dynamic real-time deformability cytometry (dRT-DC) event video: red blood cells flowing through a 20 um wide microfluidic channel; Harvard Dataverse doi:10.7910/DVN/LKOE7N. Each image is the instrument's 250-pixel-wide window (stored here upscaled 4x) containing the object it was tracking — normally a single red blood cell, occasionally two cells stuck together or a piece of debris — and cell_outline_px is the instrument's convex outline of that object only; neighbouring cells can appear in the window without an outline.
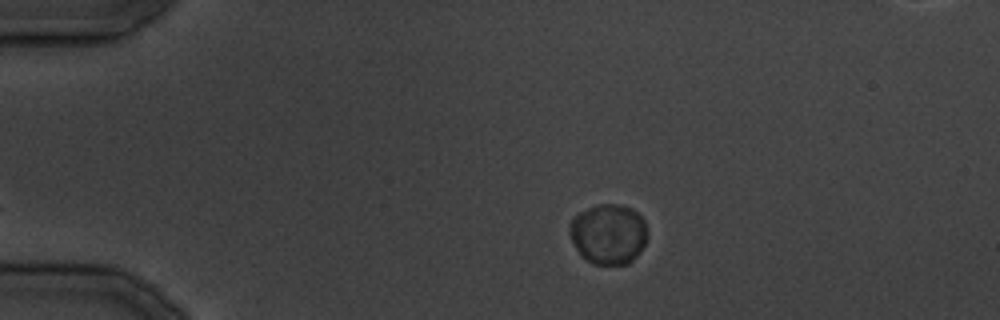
{"species": "common noctule bat (a hibernating species)", "species_latin": "Nyctalus noctula", "temperature_condition": "cold", "stored_images_in_passage": 29, "segment_of_instrument_passage": [1, 2], "camera_frame_rate_fps": 3000, "um_per_image_px": 0.085, "animal": {"sex": "male", "body_mass_g": 19.5, "forearm_length_mm": 54.6}, "frame": {"image": 1, "passage_image": 2, "time_ms": 1.0, "image_size_px": [1000, 320], "cell_outline_px": [[648, 236], [640, 252], [628, 264], [592, 264], [580, 256], [568, 232], [568, 228], [572, 220], [580, 212], [596, 204], [620, 204], [632, 208], [644, 220], [648, 232]], "centroid_in_image_um": [51.72, 19.89], "position_along_channel_um": 33.3, "area_um2": 27.51}}
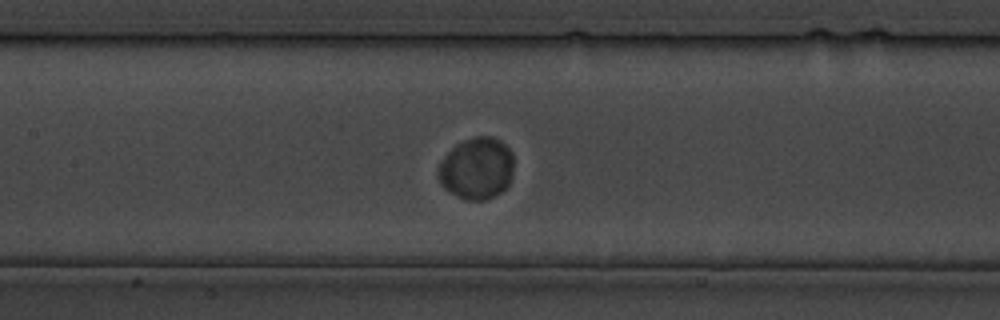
{"frame": {"image": 2, "passage_image": 12, "time_ms": 13.333, "image_size_px": [1000, 320], "cell_outline_px": [[512, 176], [508, 184], [500, 192], [484, 200], [464, 200], [444, 188], [440, 184], [440, 164], [444, 156], [456, 144], [464, 140], [476, 136], [492, 136], [500, 140], [512, 152]], "centroid_in_image_um": [40.53, 14.3], "position_along_channel_um": 166.9, "area_um2": 26.88}}
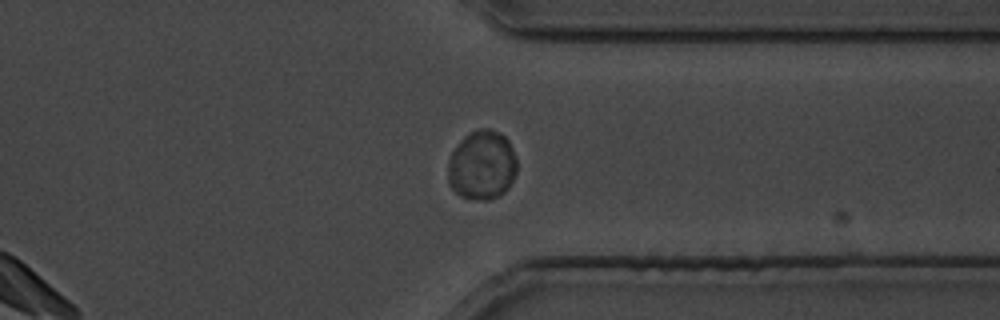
{"frame": {"image": 3, "passage_image": 23, "time_ms": 26.667, "image_size_px": [1000, 320], "cell_outline_px": [[516, 172], [508, 188], [500, 196], [488, 200], [480, 200], [460, 196], [448, 184], [448, 160], [456, 144], [468, 132], [480, 128], [488, 128], [500, 132], [508, 140], [516, 156]], "centroid_in_image_um": [40.96, 14.03], "position_along_channel_um": 370.4, "area_um2": 28.21}}